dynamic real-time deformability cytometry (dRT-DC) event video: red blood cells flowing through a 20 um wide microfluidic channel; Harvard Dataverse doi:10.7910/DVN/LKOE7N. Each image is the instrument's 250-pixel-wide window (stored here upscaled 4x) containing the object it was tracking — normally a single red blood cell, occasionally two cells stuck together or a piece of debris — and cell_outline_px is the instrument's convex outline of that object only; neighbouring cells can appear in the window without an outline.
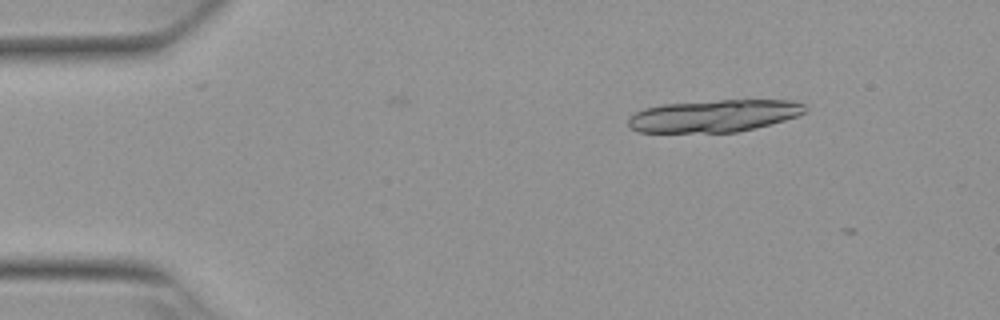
{"species": "Egyptian fruit bat (a non-hibernating species)", "species_latin": "Rousettus aegyptiacus", "temperature_condition": "warm", "stored_images_in_passage": 5, "camera_frame_rate_fps": 3000, "um_per_image_px": 0.085, "animal": {"sex": "female"}, "frame": {"image": 1, "passage_image": 4, "time_ms": 1.0, "image_size_px": [1000, 320], "cell_outline_px": [[808, 108], [804, 112], [796, 116], [784, 120], [736, 132], [640, 132], [628, 128], [628, 116], [644, 108], [660, 104], [720, 100], [792, 100], [804, 104]], "centroid_in_image_um": [60.64, 9.84], "position_along_channel_um": 24.4, "area_um2": 33.18}}